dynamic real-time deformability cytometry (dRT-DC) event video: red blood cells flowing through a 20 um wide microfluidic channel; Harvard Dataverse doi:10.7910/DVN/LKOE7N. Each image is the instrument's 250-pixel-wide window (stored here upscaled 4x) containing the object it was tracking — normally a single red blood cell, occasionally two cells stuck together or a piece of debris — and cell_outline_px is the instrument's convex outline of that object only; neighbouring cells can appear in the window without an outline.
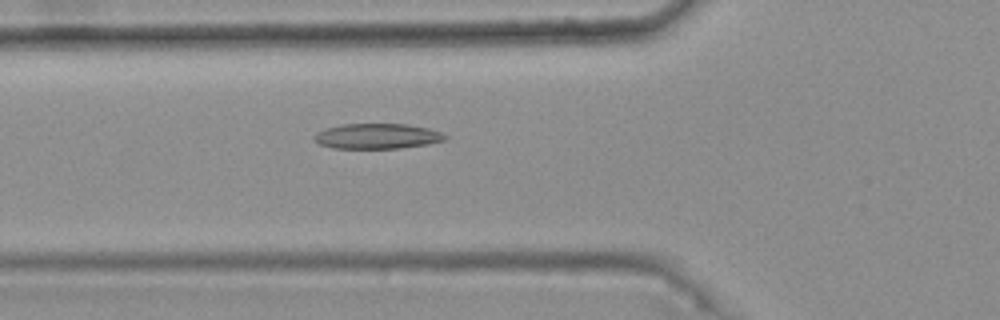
{"species": "common noctule bat (a hibernating species)", "species_latin": "Nyctalus noctula", "temperature_condition": "warm", "stored_images_in_passage": 49, "camera_frame_rate_fps": 3000, "um_per_image_px": 0.085, "animal": {"sex": "female", "body_mass_g": 25.1}, "frame": {"image": 1, "passage_image": 19, "time_ms": 6.0, "image_size_px": [1000, 320], "cell_outline_px": [[448, 136], [444, 140], [428, 144], [400, 148], [332, 148], [320, 144], [312, 140], [312, 136], [316, 132], [324, 128], [340, 124], [408, 124], [428, 128], [440, 132]], "centroid_in_image_um": [32.0, 11.57], "position_along_channel_um": 93.8, "area_um2": 19.42}}
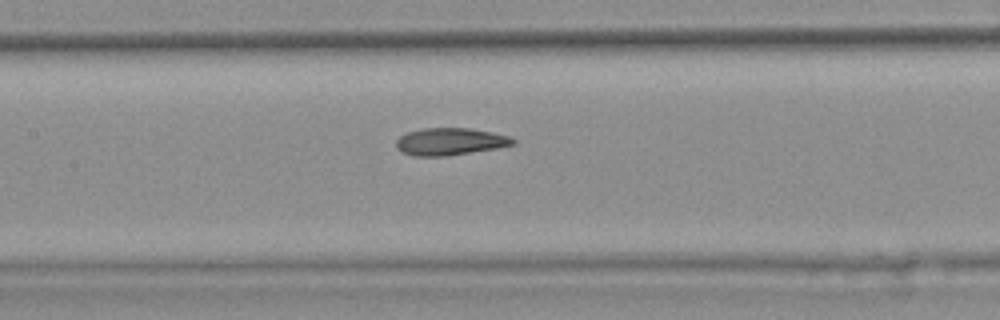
{"frame": {"image": 2, "passage_image": 25, "time_ms": 8.0, "image_size_px": [1000, 320], "cell_outline_px": [[516, 144], [496, 148], [444, 156], [412, 156], [400, 152], [396, 148], [396, 140], [400, 136], [408, 132], [420, 128], [468, 128], [492, 132], [508, 136], [516, 140]], "centroid_in_image_um": [38.22, 12.03], "position_along_channel_um": 169.2, "area_um2": 18.55}}
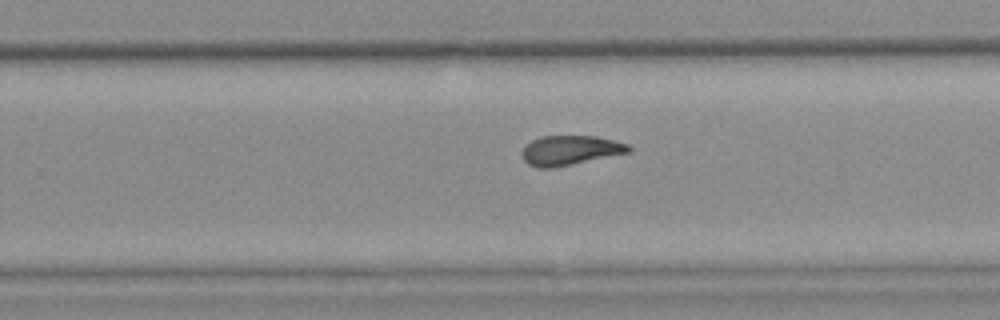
{"frame": {"image": 3, "passage_image": 34, "time_ms": 11.0, "image_size_px": [1000, 320], "cell_outline_px": [[632, 152], [552, 168], [536, 168], [528, 164], [524, 160], [520, 152], [532, 140], [540, 136], [596, 136], [628, 144], [632, 148]], "centroid_in_image_um": [48.46, 12.78], "position_along_channel_um": 281.3, "area_um2": 18.44}, "authors_computed_cell_mechanics": {"area_um2": 18.8428, "velocity_mm_per_s": 3.7501, "shape_relaxation_time_tau1_ms": null, "shape_relaxation_time_tau2_ms": 1.7781, "deformation_change_tau1": null, "deformation_change_tau2": 0.0879}}